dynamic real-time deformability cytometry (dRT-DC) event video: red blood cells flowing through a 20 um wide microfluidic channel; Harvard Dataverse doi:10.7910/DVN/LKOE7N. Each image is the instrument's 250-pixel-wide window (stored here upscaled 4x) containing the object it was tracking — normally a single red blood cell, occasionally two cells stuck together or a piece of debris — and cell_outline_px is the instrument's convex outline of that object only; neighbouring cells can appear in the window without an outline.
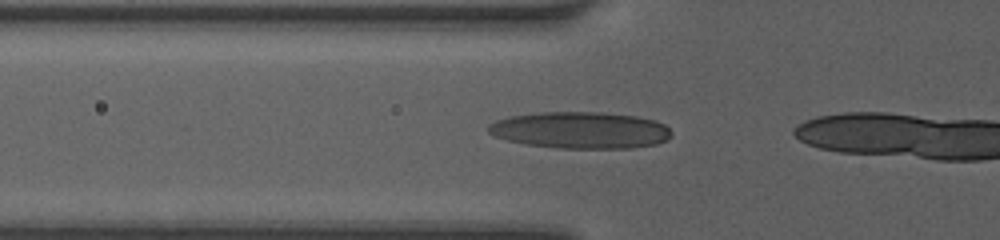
{"species": "human", "species_latin": "Homo sapiens", "temperature_condition": "room temperature", "stored_images_in_passage": 3, "camera_frame_rate_fps": 3000, "um_per_image_px": 0.085, "donor": {"sex": "female"}, "frame": {"image": 1, "passage_image": 2, "time_ms": 0.333, "image_size_px": [1000, 240], "cell_outline_px": [[672, 136], [668, 140], [656, 144], [632, 148], [560, 148], [524, 144], [508, 140], [496, 136], [488, 132], [488, 124], [496, 120], [508, 116], [540, 112], [600, 112], [636, 116], [656, 120], [664, 124], [672, 132]], "centroid_in_image_um": [49.36, 11.06], "position_along_channel_um": 76.4, "area_um2": 39.36}}